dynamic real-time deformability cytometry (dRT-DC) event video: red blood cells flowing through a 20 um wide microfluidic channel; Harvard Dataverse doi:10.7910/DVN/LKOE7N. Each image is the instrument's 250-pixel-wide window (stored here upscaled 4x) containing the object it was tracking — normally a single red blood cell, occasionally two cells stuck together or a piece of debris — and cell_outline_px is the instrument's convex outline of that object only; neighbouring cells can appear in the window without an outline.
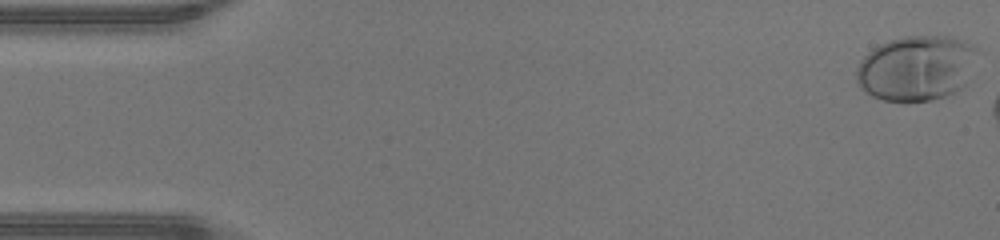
{"species": "human", "species_latin": "Homo sapiens", "temperature_condition": "warm", "stored_images_in_passage": 7, "camera_frame_rate_fps": 3000, "um_per_image_px": 0.085, "donor": {"sex": "male"}, "frame": {"image": 1, "passage_image": 1, "time_ms": 0.0, "image_size_px": [1000, 240], "cell_outline_px": [[980, 48], [964, 84], [956, 92], [932, 100], [884, 100], [872, 96], [856, 80], [856, 68], [860, 60], [872, 48], [888, 40], [904, 36], [948, 36], [972, 44]], "centroid_in_image_um": [77.89, 5.76], "position_along_channel_um": 7.1, "area_um2": 45.66}}